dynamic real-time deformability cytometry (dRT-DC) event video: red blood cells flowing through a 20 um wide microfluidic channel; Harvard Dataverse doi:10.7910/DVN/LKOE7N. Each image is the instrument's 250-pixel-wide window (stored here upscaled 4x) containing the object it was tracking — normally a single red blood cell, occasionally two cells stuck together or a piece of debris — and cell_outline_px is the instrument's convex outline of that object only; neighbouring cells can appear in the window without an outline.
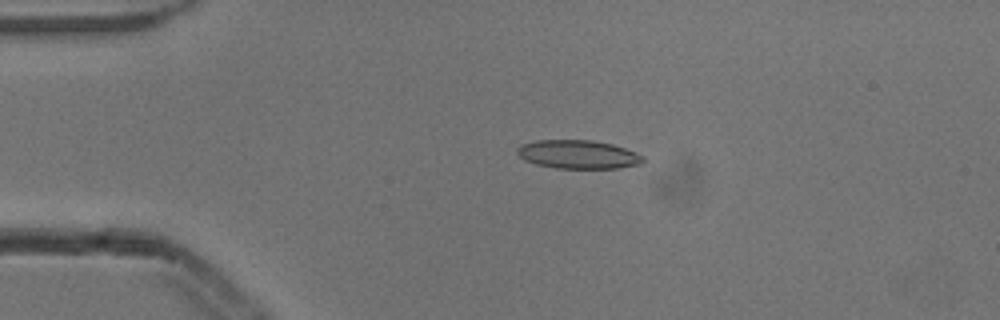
{"species": "common noctule bat (a hibernating species)", "species_latin": "Nyctalus noctula", "temperature_condition": "cold", "stored_images_in_passage": 5, "camera_frame_rate_fps": 3000, "um_per_image_px": 0.085, "animal": {"sex": "male", "body_mass_g": 13.3}, "frame": {"image": 1, "passage_image": 4, "time_ms": 1.0, "image_size_px": [1000, 320], "cell_outline_px": [[644, 160], [640, 164], [616, 168], [556, 168], [536, 164], [524, 160], [516, 152], [516, 148], [520, 144], [536, 140], [592, 140], [612, 144], [636, 152], [644, 156]], "centroid_in_image_um": [49.11, 13.12], "position_along_channel_um": 35.9, "area_um2": 20.98}}
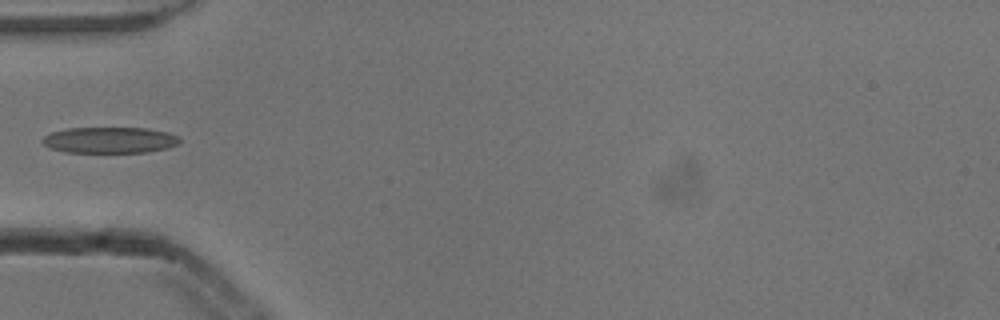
{"frame": {"image": 2, "passage_image": 5, "time_ms": 1.333, "image_size_px": [1000, 320], "cell_outline_px": [[180, 140], [176, 144], [168, 148], [148, 152], [64, 152], [48, 148], [40, 140], [44, 136], [52, 132], [68, 128], [148, 128], [168, 132], [180, 136]], "centroid_in_image_um": [9.32, 11.9], "position_along_channel_um": 75.7, "area_um2": 20.98}}